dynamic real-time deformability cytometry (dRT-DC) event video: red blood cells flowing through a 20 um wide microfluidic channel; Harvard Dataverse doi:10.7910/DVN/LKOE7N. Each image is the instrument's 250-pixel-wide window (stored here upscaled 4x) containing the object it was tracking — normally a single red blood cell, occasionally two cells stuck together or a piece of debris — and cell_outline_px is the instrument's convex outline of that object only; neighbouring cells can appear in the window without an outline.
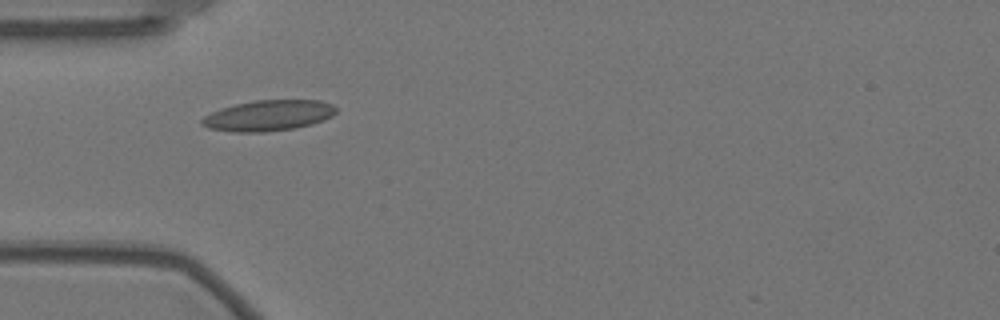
{"species": "Egyptian fruit bat (a non-hibernating species)", "species_latin": "Rousettus aegyptiacus", "temperature_condition": "warm", "stored_images_in_passage": 28, "camera_frame_rate_fps": 3000, "um_per_image_px": 0.085, "animal": {"sex": "female"}, "frame": {"image": 1, "passage_image": 1, "time_ms": 0.0, "image_size_px": [1000, 320], "cell_outline_px": [[336, 112], [332, 116], [324, 120], [312, 124], [296, 128], [264, 132], [236, 132], [208, 128], [200, 124], [200, 120], [204, 116], [220, 108], [236, 104], [256, 100], [320, 100], [332, 104], [336, 108]], "centroid_in_image_um": [22.81, 9.82], "position_along_channel_um": 62.2, "area_um2": 24.1}}
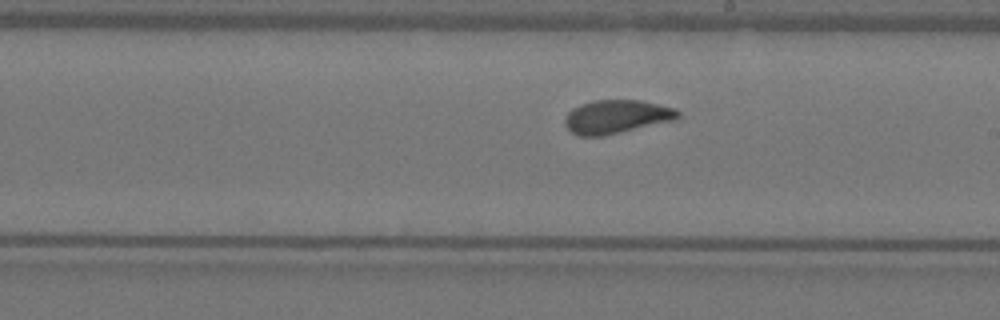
{"frame": {"image": 2, "passage_image": 16, "time_ms": 5.0, "image_size_px": [1000, 320], "cell_outline_px": [[680, 116], [672, 120], [604, 136], [580, 136], [572, 132], [564, 124], [564, 120], [568, 112], [572, 108], [596, 100], [640, 100], [676, 108], [680, 112]], "centroid_in_image_um": [52.39, 9.92], "position_along_channel_um": 236.6, "area_um2": 21.85}}
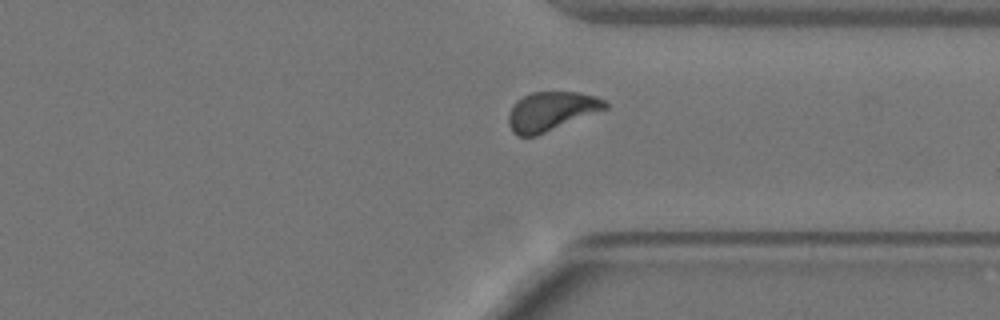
{"frame": {"image": 3, "passage_image": 27, "time_ms": 8.667, "image_size_px": [1000, 320], "cell_outline_px": [[608, 108], [536, 136], [520, 136], [512, 132], [508, 124], [508, 116], [512, 104], [516, 100], [532, 92], [580, 92], [596, 96], [604, 100], [608, 104]], "centroid_in_image_um": [46.83, 9.45], "position_along_channel_um": 364.6, "area_um2": 22.02}}